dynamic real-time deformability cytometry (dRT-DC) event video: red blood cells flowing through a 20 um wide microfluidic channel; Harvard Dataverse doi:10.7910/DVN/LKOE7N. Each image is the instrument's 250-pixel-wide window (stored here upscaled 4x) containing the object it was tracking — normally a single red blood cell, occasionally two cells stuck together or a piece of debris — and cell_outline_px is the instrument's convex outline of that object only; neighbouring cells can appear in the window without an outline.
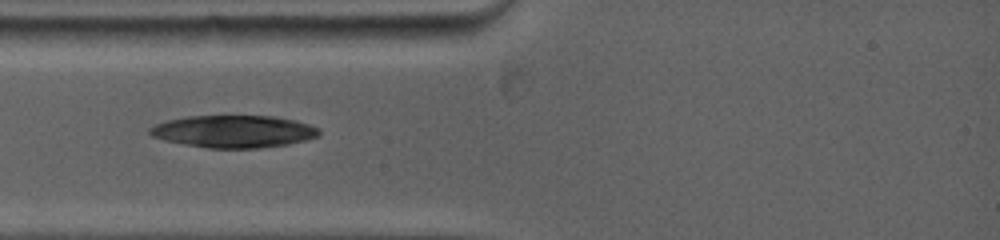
{"species": "common noctule bat (a hibernating species)", "species_latin": "Nyctalus noctula", "temperature_condition": "warm", "stored_images_in_passage": 34, "camera_frame_rate_fps": 5000, "um_per_image_px": 0.085, "animal": {"sex": "female", "body_mass_g": 19.0, "forearm_length_mm": 53.3}, "frame": {"image": 1, "passage_image": 1, "time_ms": 0.0, "image_size_px": [1000, 240], "cell_outline_px": [[320, 132], [316, 136], [304, 140], [288, 144], [256, 148], [208, 148], [184, 144], [152, 136], [148, 132], [148, 128], [156, 124], [168, 120], [188, 116], [272, 116], [296, 120], [320, 128]], "centroid_in_image_um": [19.86, 11.16], "position_along_channel_um": 65.1, "area_um2": 31.62}}